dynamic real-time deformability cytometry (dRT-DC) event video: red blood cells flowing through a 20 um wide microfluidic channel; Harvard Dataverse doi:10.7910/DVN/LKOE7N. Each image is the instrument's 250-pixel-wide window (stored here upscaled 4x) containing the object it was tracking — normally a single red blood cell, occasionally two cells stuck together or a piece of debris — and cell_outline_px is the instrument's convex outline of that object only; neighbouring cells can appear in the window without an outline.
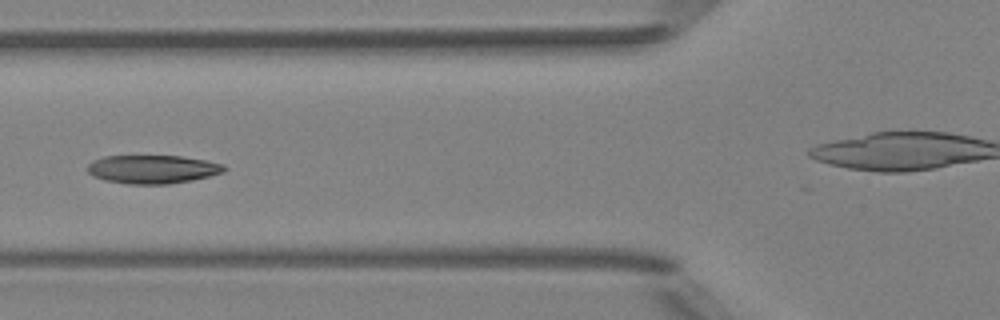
{"species": "Egyptian fruit bat (a non-hibernating species)", "species_latin": "Rousettus aegyptiacus", "temperature_condition": "room temperature", "stored_images_in_passage": 6, "camera_frame_rate_fps": 3000, "um_per_image_px": 0.085, "animal": {"sex": "female"}, "frame": {"image": 1, "passage_image": 5, "time_ms": 1.333, "image_size_px": [1000, 320], "cell_outline_px": [[228, 168], [224, 172], [192, 180], [168, 184], [128, 184], [104, 180], [88, 172], [88, 164], [92, 160], [104, 156], [180, 156], [204, 160], [224, 164]], "centroid_in_image_um": [12.98, 14.38], "position_along_channel_um": 112.8, "area_um2": 22.6}}
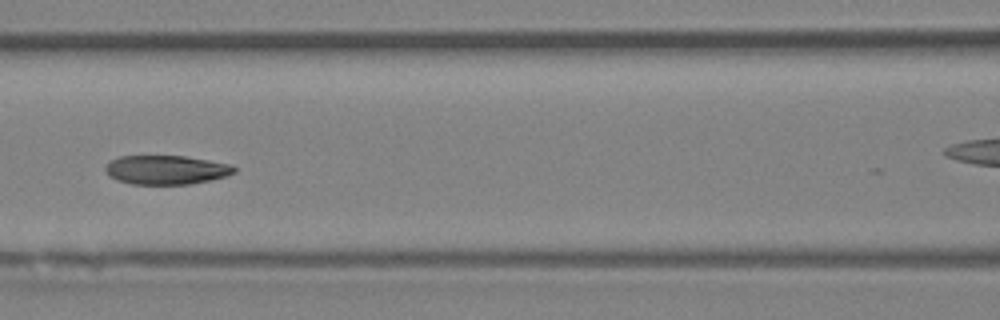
{"frame": {"image": 2, "passage_image": 6, "time_ms": 1.667, "image_size_px": [1000, 320], "cell_outline_px": [[236, 172], [224, 176], [208, 180], [188, 184], [132, 184], [116, 180], [108, 176], [104, 168], [112, 160], [120, 156], [184, 156], [232, 164], [236, 168]], "centroid_in_image_um": [14.11, 14.43], "position_along_channel_um": 152.5, "area_um2": 21.68}}